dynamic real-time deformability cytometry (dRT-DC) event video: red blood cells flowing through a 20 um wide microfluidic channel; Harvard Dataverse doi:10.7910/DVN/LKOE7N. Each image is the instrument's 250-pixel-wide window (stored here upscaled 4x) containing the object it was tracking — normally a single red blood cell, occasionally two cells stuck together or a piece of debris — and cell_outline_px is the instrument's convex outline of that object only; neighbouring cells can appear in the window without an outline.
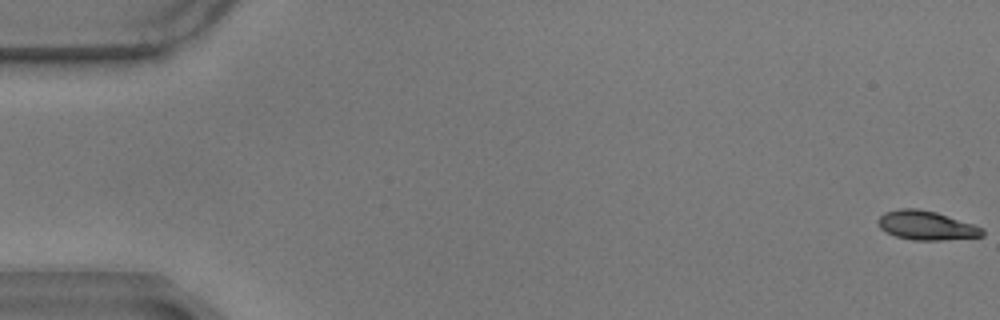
{"species": "common noctule bat (a hibernating species)", "species_latin": "Nyctalus noctula", "temperature_condition": "warm", "stored_images_in_passage": 59, "camera_frame_rate_fps": 3000, "um_per_image_px": 0.085, "animal": {"sex": "male", "body_mass_g": 17.9}, "frame": {"image": 1, "passage_image": 1, "time_ms": 0.0, "image_size_px": [1000, 320], "cell_outline_px": [[984, 236], [940, 240], [912, 240], [896, 236], [880, 228], [876, 220], [884, 212], [900, 208], [916, 208], [936, 212], [984, 228]], "centroid_in_image_um": [78.72, 19.16], "position_along_channel_um": 6.3, "area_um2": 17.57}}
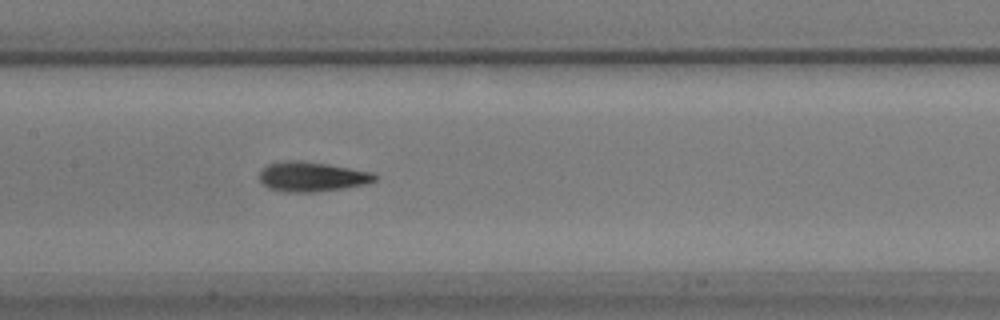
{"frame": {"image": 2, "passage_image": 29, "time_ms": 9.333, "image_size_px": [1000, 320], "cell_outline_px": [[376, 180], [364, 184], [344, 188], [312, 192], [284, 192], [268, 188], [260, 180], [260, 172], [268, 164], [284, 160], [300, 160], [328, 164], [372, 172], [376, 176]], "centroid_in_image_um": [26.49, 15.01], "position_along_channel_um": 180.9, "area_um2": 19.88}}
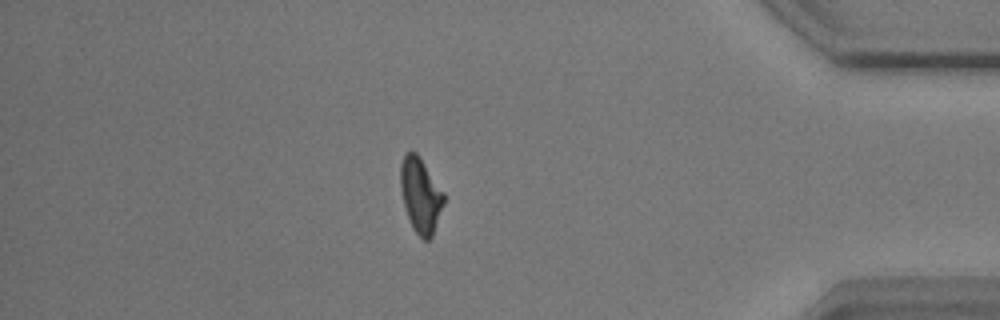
{"frame": {"image": 3, "passage_image": 51, "time_ms": 16.667, "image_size_px": [1000, 320], "cell_outline_px": [[444, 204], [432, 236], [428, 240], [424, 240], [412, 228], [408, 220], [404, 208], [400, 188], [400, 164], [404, 156], [408, 152], [416, 152], [420, 156], [444, 192]], "centroid_in_image_um": [35.73, 16.59], "position_along_channel_um": 399.5, "area_um2": 19.07}, "authors_computed_cell_mechanics": {"area_um2": 18.7272, "velocity_mm_per_s": 3.4788, "shape_relaxation_time_tau1_ms": 4.3255, "shape_relaxation_time_tau2_ms": 1.6501, "deformation_change_tau1": 0.1736, "deformation_change_tau2": 0.0871}}